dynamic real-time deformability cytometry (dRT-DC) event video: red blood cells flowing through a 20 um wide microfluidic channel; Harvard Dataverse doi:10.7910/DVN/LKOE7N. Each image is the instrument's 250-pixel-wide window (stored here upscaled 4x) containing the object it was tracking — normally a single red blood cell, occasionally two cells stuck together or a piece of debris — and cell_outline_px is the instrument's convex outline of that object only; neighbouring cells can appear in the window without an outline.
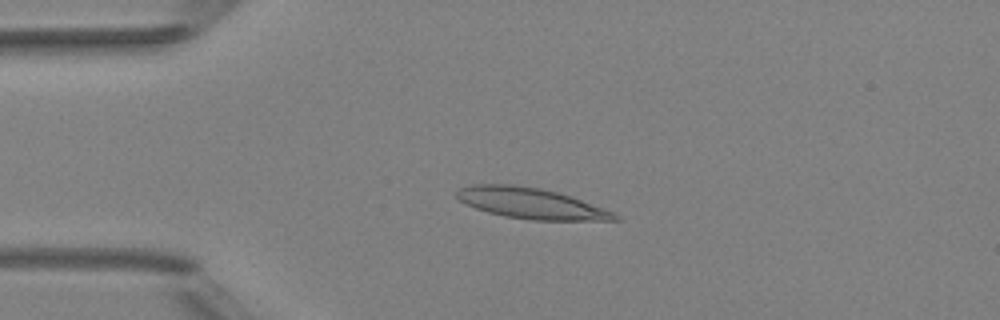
{"species": "Egyptian fruit bat (a non-hibernating species)", "species_latin": "Rousettus aegyptiacus", "temperature_condition": "room temperature", "stored_images_in_passage": 4, "camera_frame_rate_fps": 3000, "um_per_image_px": 0.085, "animal": {"sex": "female"}, "frame": {"image": 1, "passage_image": 2, "time_ms": 1.0, "image_size_px": [1000, 320], "cell_outline_px": [[624, 220], [532, 220], [504, 216], [488, 212], [476, 208], [460, 200], [456, 196], [456, 192], [460, 188], [468, 184], [512, 184], [540, 188], [556, 192], [604, 208], [620, 216]], "centroid_in_image_um": [45.12, 17.28], "position_along_channel_um": 39.9, "area_um2": 28.09}}
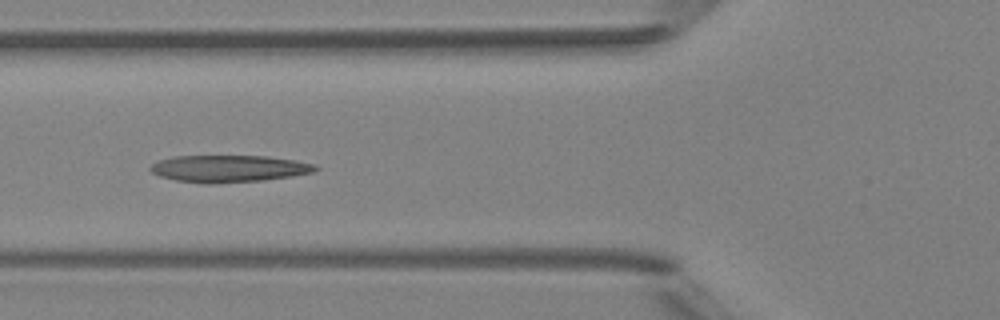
{"frame": {"image": 2, "passage_image": 4, "time_ms": 3.333, "image_size_px": [1000, 320], "cell_outline_px": [[320, 168], [312, 172], [292, 176], [264, 180], [212, 184], [208, 184], [176, 180], [160, 176], [152, 172], [148, 168], [152, 164], [160, 160], [172, 156], [268, 156], [296, 160], [316, 164]], "centroid_in_image_um": [19.47, 14.33], "position_along_channel_um": 106.3, "area_um2": 26.07}}